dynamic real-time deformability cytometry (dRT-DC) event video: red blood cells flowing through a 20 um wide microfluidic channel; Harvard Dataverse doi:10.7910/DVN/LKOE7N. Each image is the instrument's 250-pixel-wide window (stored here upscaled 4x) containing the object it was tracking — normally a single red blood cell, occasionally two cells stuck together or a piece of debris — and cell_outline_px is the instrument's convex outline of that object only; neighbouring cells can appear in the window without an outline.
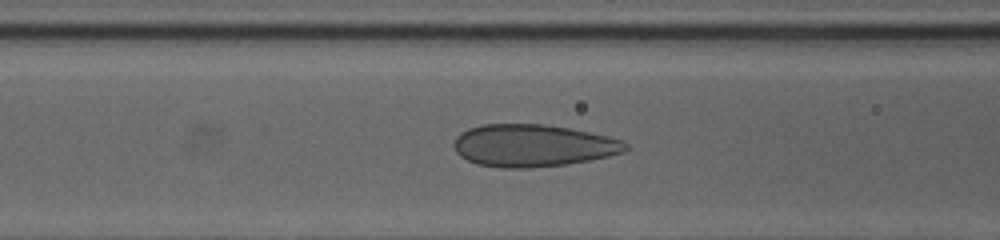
{"species": "human", "species_latin": "Homo sapiens", "temperature_condition": "cold", "stored_images_in_passage": 38, "camera_frame_rate_fps": 3000, "um_per_image_px": 0.085, "donor": {"sex": "female"}, "frame": {"image": 1, "passage_image": 9, "time_ms": 2.667, "image_size_px": [1000, 240], "cell_outline_px": [[628, 148], [624, 152], [608, 156], [568, 164], [532, 168], [500, 168], [476, 164], [460, 156], [456, 152], [452, 144], [456, 136], [460, 132], [468, 128], [484, 124], [544, 124], [568, 128], [608, 136], [624, 140], [628, 144]], "centroid_in_image_um": [45.27, 12.38], "position_along_channel_um": 121.3, "area_um2": 42.6}}
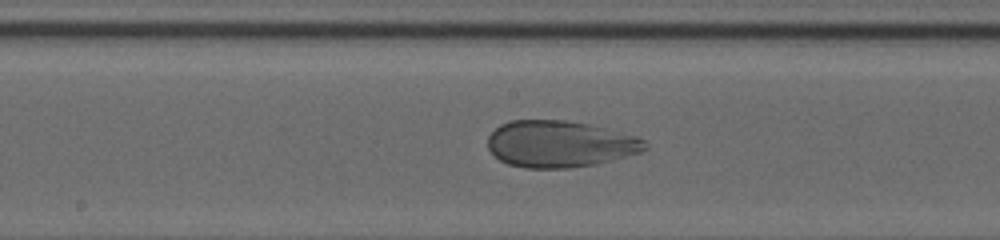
{"frame": {"image": 2, "passage_image": 15, "time_ms": 4.667, "image_size_px": [1000, 240], "cell_outline_px": [[648, 148], [640, 152], [612, 160], [592, 164], [568, 168], [524, 168], [508, 164], [500, 160], [488, 148], [488, 136], [500, 124], [508, 120], [564, 120], [588, 124], [636, 136], [644, 140], [648, 144]], "centroid_in_image_um": [47.56, 12.23], "position_along_channel_um": 200.6, "area_um2": 42.54}}
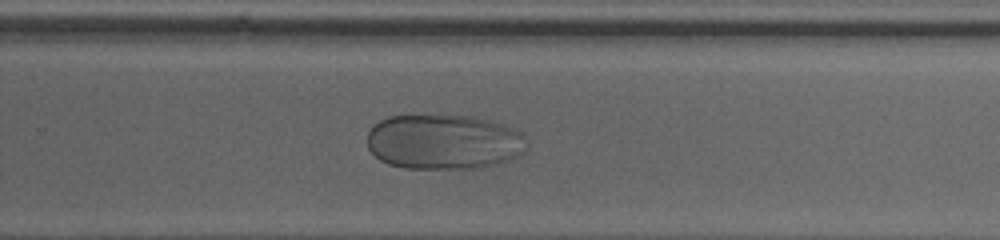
{"frame": {"image": 3, "passage_image": 22, "time_ms": 7.0, "image_size_px": [1000, 240], "cell_outline_px": [[524, 152], [508, 160], [496, 164], [480, 168], [404, 168], [388, 164], [380, 160], [368, 148], [368, 132], [380, 120], [388, 116], [468, 116], [488, 120], [512, 128], [520, 132], [524, 136]], "centroid_in_image_um": [37.69, 12.07], "position_along_channel_um": 292.1, "area_um2": 50.69}, "authors_computed_cell_mechanics": {"area_um2": 47.8006, "velocity_mm_per_s": 3.9727, "shape_relaxation_time_tau1_ms": 9.6409, "shape_relaxation_time_tau2_ms": null, "deformation_change_tau1": 0.2402, "deformation_change_tau2": null}}